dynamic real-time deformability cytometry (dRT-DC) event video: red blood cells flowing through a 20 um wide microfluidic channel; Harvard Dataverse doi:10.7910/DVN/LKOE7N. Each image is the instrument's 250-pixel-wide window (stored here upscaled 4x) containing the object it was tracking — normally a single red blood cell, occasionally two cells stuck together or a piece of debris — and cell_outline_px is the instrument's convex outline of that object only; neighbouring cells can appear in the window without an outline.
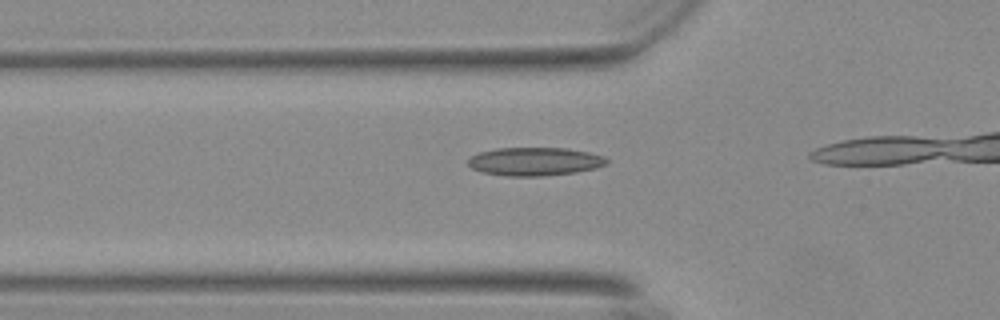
{"species": "Egyptian fruit bat (a non-hibernating species)", "species_latin": "Rousettus aegyptiacus", "temperature_condition": "warm", "stored_images_in_passage": 13, "camera_frame_rate_fps": 3000, "um_per_image_px": 0.085, "animal": {"sex": "female"}, "frame": {"image": 1, "passage_image": 8, "time_ms": 2.333, "image_size_px": [1000, 320], "cell_outline_px": [[608, 164], [596, 168], [576, 172], [544, 176], [508, 176], [484, 172], [472, 168], [468, 164], [468, 160], [472, 156], [480, 152], [496, 148], [568, 148], [588, 152], [604, 156], [608, 160]], "centroid_in_image_um": [45.49, 13.72], "position_along_channel_um": 80.3, "area_um2": 22.83}}
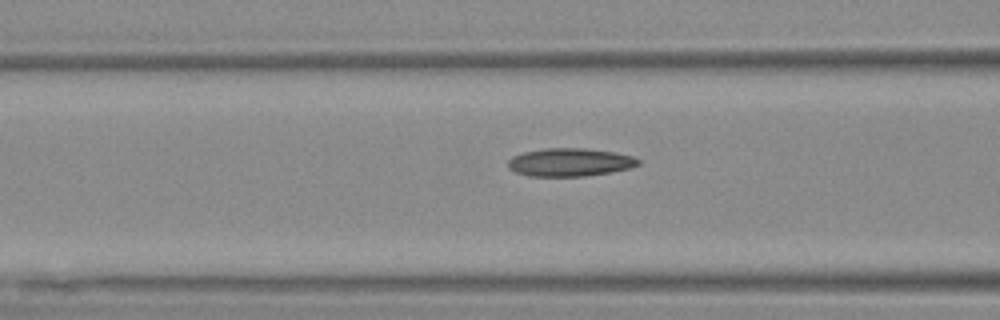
{"frame": {"image": 2, "passage_image": 11, "time_ms": 3.333, "image_size_px": [1000, 320], "cell_outline_px": [[640, 164], [632, 168], [584, 176], [528, 176], [516, 172], [508, 168], [508, 160], [512, 156], [524, 152], [544, 148], [584, 148], [616, 152], [632, 156], [640, 160]], "centroid_in_image_um": [48.44, 13.78], "position_along_channel_um": 118.2, "area_um2": 21.39}}